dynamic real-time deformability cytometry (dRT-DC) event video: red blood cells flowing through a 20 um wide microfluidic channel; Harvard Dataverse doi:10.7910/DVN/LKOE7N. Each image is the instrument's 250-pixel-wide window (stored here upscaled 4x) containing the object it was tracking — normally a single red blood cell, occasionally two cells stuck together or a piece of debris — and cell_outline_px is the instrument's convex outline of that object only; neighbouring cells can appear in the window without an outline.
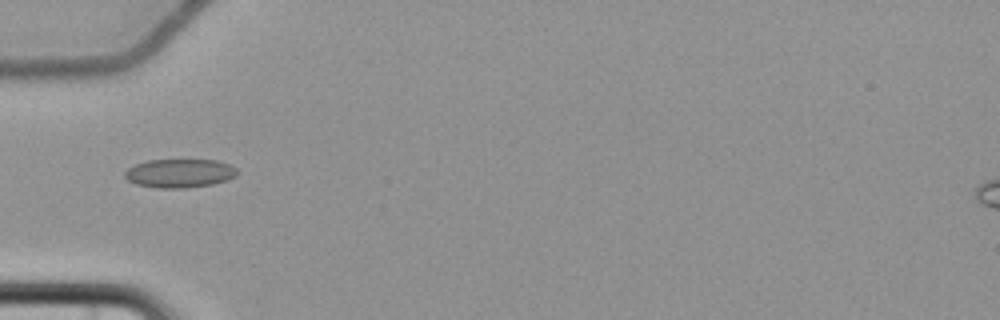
{"species": "common noctule bat (a hibernating species)", "species_latin": "Nyctalus noctula", "temperature_condition": "cold", "stored_images_in_passage": 2, "camera_frame_rate_fps": 3000, "um_per_image_px": 0.085, "animal": {"sex": "female", "body_mass_g": 22.7, "forearm_length_mm": 54.2}, "frame": {"image": 1, "passage_image": 1, "time_ms": 0.0, "image_size_px": [1000, 320], "cell_outline_px": [[236, 176], [228, 180], [212, 184], [188, 188], [156, 188], [136, 184], [128, 180], [124, 176], [124, 172], [128, 168], [136, 164], [148, 160], [216, 160], [228, 164], [236, 168]], "centroid_in_image_um": [15.25, 14.73], "position_along_channel_um": 69.7, "area_um2": 18.79}}
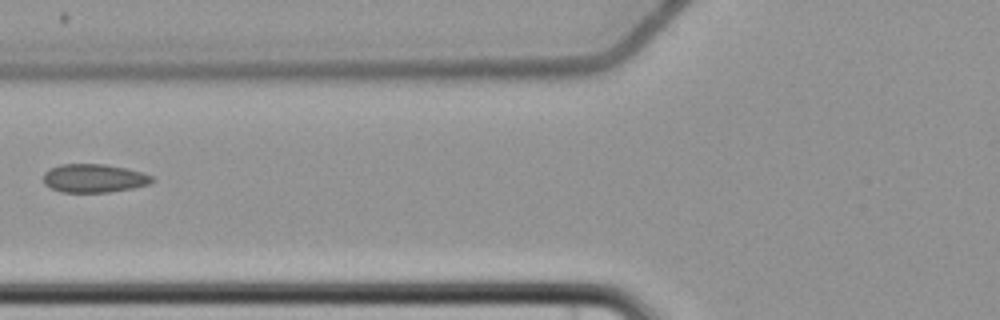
{"frame": {"image": 2, "passage_image": 2, "time_ms": 1.333, "image_size_px": [1000, 320], "cell_outline_px": [[156, 180], [148, 184], [132, 188], [108, 192], [60, 192], [44, 184], [44, 172], [60, 164], [104, 164], [128, 168], [152, 176]], "centroid_in_image_um": [7.99, 15.15], "position_along_channel_um": 117.8, "area_um2": 17.98}}